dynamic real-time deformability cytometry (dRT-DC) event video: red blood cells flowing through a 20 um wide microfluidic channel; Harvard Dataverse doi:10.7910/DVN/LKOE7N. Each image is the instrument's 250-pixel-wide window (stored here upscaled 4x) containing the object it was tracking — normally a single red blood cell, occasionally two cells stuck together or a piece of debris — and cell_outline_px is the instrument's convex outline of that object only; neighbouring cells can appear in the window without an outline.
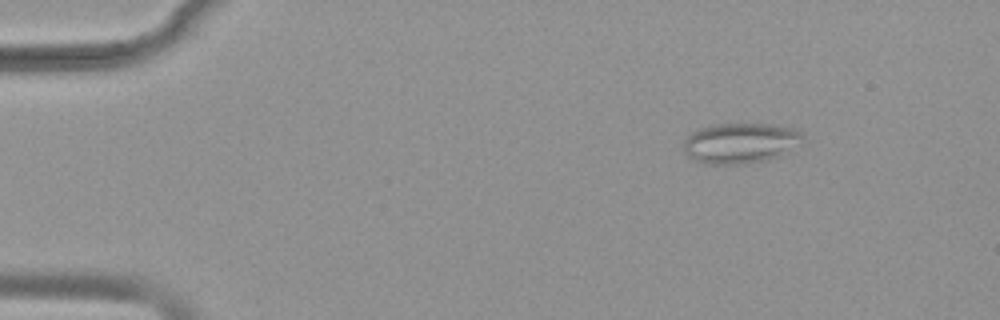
{"species": "common noctule bat (a hibernating species)", "species_latin": "Nyctalus noctula", "temperature_condition": "warm", "stored_images_in_passage": 16, "camera_frame_rate_fps": 3000, "um_per_image_px": 0.085, "animal": {"sex": "female", "body_mass_g": 19.9}, "frame": {"image": 1, "passage_image": 7, "time_ms": 2.0, "image_size_px": [1000, 320], "cell_outline_px": [[808, 140], [780, 156], [768, 160], [744, 164], [704, 164], [692, 160], [684, 152], [684, 140], [692, 132], [700, 128], [716, 124], [772, 124], [796, 128]], "centroid_in_image_um": [62.98, 12.17], "position_along_channel_um": 22.0, "area_um2": 28.61}}